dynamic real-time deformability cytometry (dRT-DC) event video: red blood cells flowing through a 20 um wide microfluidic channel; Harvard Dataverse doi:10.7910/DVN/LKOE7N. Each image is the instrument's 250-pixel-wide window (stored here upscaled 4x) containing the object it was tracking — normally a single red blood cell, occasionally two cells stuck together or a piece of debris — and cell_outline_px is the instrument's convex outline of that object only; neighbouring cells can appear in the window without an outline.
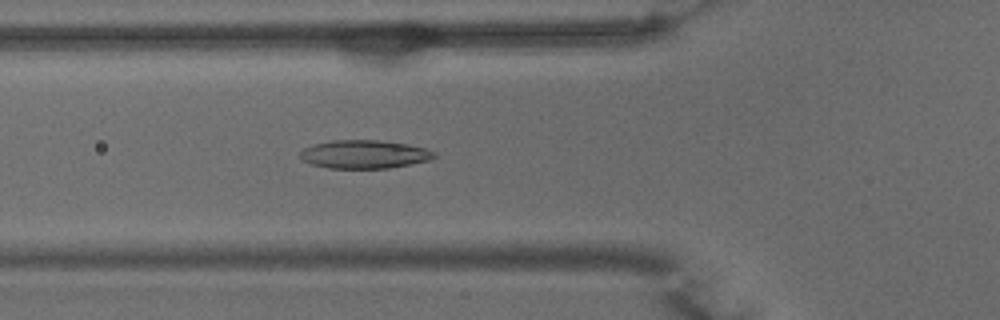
{"species": "common noctule bat (a hibernating species)", "species_latin": "Nyctalus noctula", "temperature_condition": "warm", "stored_images_in_passage": 51, "camera_frame_rate_fps": 3000, "um_per_image_px": 0.085, "animal": {"sex": "male", "body_mass_g": 15.6}, "frame": {"image": 1, "passage_image": 17, "time_ms": 5.333, "image_size_px": [1000, 320], "cell_outline_px": [[436, 156], [428, 160], [388, 168], [328, 168], [312, 164], [300, 160], [300, 152], [304, 148], [312, 144], [332, 140], [376, 140], [408, 144], [424, 148], [436, 152]], "centroid_in_image_um": [30.92, 13.11], "position_along_channel_um": 94.9, "area_um2": 22.08}}
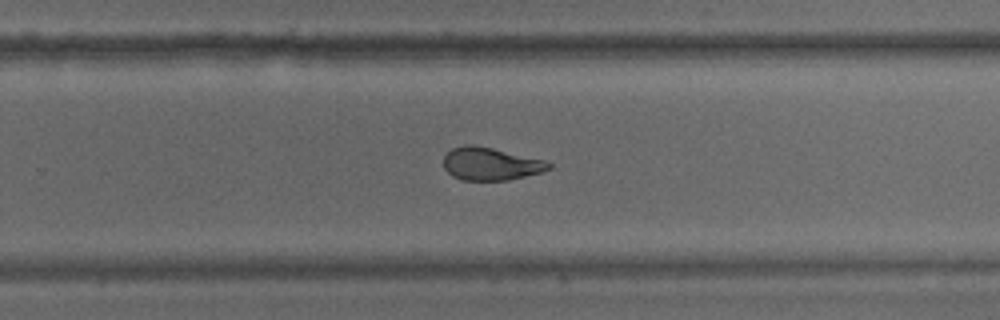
{"frame": {"image": 2, "passage_image": 32, "time_ms": 10.333, "image_size_px": [1000, 320], "cell_outline_px": [[552, 168], [540, 172], [508, 180], [460, 180], [452, 176], [444, 168], [444, 156], [452, 148], [464, 144], [472, 144], [492, 148], [544, 160], [552, 164]], "centroid_in_image_um": [41.67, 13.92], "position_along_channel_um": 288.1, "area_um2": 20.0}}
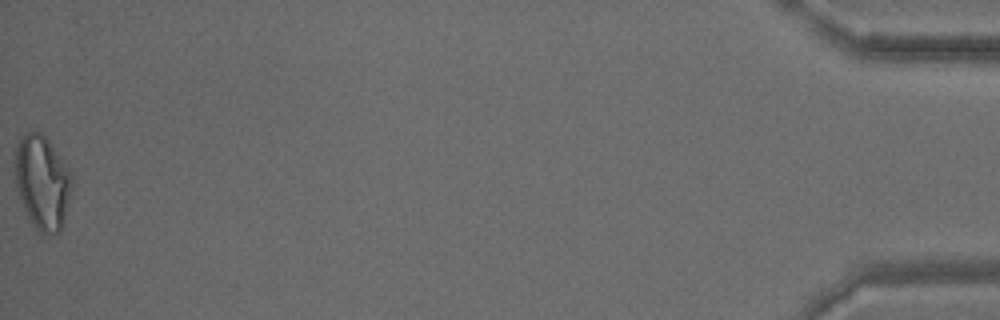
{"frame": {"image": 3, "passage_image": 51, "time_ms": 16.667, "image_size_px": [1000, 320], "cell_outline_px": [[72, 184], [64, 224], [60, 232], [40, 236], [28, 220], [16, 184], [16, 144], [24, 132], [32, 128], [40, 132], [48, 140], [60, 156], [72, 180]], "centroid_in_image_um": [3.59, 15.53], "position_along_channel_um": 431.6, "area_um2": 31.21}, "authors_computed_cell_mechanics": {"area_um2": 22.4264, "velocity_mm_per_s": 3.8523, "shape_relaxation_time_tau1_ms": 8.15, "shape_relaxation_time_tau2_ms": 2.1982, "deformation_change_tau1": 0.2299, "deformation_change_tau2": 0.0895}}